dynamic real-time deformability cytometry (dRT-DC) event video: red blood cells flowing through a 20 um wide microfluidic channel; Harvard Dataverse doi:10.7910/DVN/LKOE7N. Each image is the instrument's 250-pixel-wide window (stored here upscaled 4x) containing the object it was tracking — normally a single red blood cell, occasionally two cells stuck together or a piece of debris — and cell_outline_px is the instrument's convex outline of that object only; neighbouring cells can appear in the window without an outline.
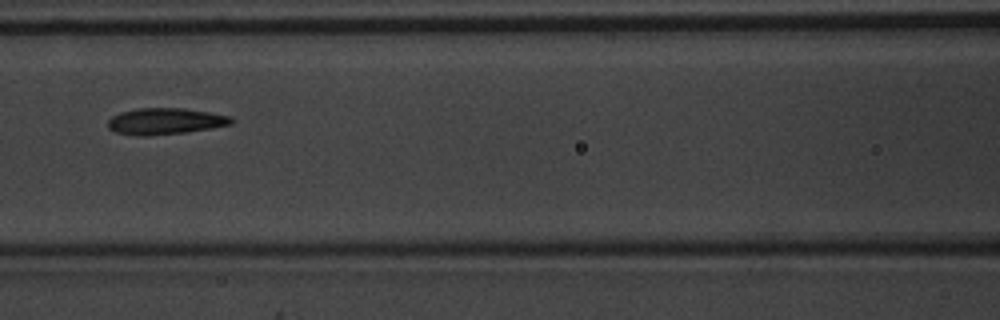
{"species": "common noctule bat (a hibernating species)", "species_latin": "Nyctalus noctula", "temperature_condition": "warm", "stored_images_in_passage": 4, "camera_frame_rate_fps": 3000, "um_per_image_px": 0.085, "animal": {"sex": "male", "body_mass_g": 20.1, "forearm_length_mm": 53.5}, "frame": {"image": 1, "passage_image": 4, "time_ms": 1.0, "image_size_px": [1000, 320], "cell_outline_px": [[236, 120], [232, 124], [212, 128], [184, 132], [148, 136], [136, 136], [116, 132], [108, 128], [108, 120], [112, 116], [120, 112], [136, 108], [184, 108], [232, 116]], "centroid_in_image_um": [14.05, 10.3], "position_along_channel_um": 152.5, "area_um2": 19.13}}